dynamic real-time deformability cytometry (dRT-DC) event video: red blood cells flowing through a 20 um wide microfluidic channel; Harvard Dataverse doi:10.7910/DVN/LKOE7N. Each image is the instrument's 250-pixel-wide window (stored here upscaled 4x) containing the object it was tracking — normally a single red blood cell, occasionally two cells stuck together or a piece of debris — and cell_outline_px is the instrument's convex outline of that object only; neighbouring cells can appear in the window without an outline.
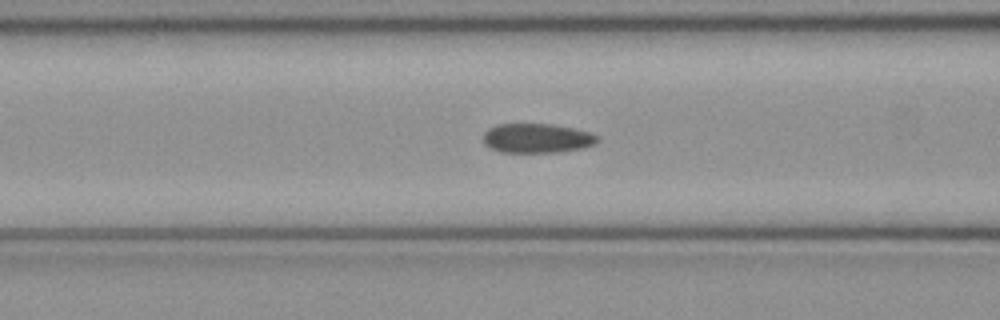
{"species": "common noctule bat (a hibernating species)", "species_latin": "Nyctalus noctula", "temperature_condition": "cold", "stored_images_in_passage": 38, "camera_frame_rate_fps": 3000, "um_per_image_px": 0.085, "animal": {"sex": "female", "body_mass_g": 21.9}, "frame": {"image": 1, "passage_image": 8, "time_ms": 2.333, "image_size_px": [1000, 320], "cell_outline_px": [[600, 140], [596, 144], [584, 148], [560, 152], [500, 152], [484, 144], [484, 132], [488, 128], [496, 124], [552, 124], [572, 128], [588, 132], [600, 136]], "centroid_in_image_um": [45.67, 11.75], "position_along_channel_um": 120.9, "area_um2": 19.71}}
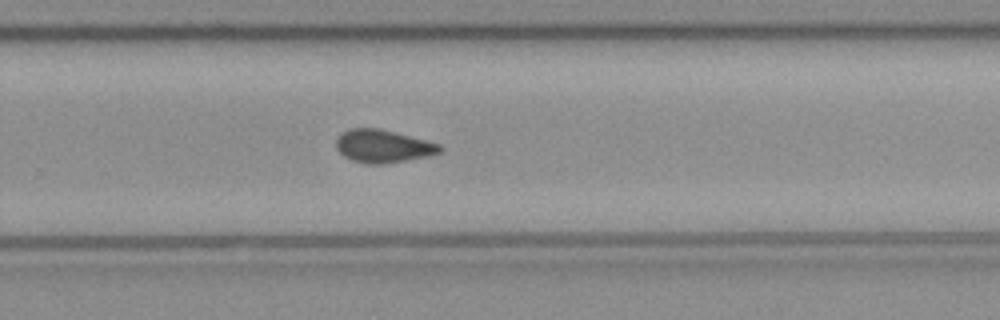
{"frame": {"image": 2, "passage_image": 21, "time_ms": 6.667, "image_size_px": [1000, 320], "cell_outline_px": [[444, 148], [440, 152], [428, 156], [384, 164], [368, 164], [352, 160], [344, 156], [336, 148], [336, 140], [340, 132], [348, 128], [380, 128], [440, 144]], "centroid_in_image_um": [32.53, 12.42], "position_along_channel_um": 297.3, "area_um2": 19.94}}
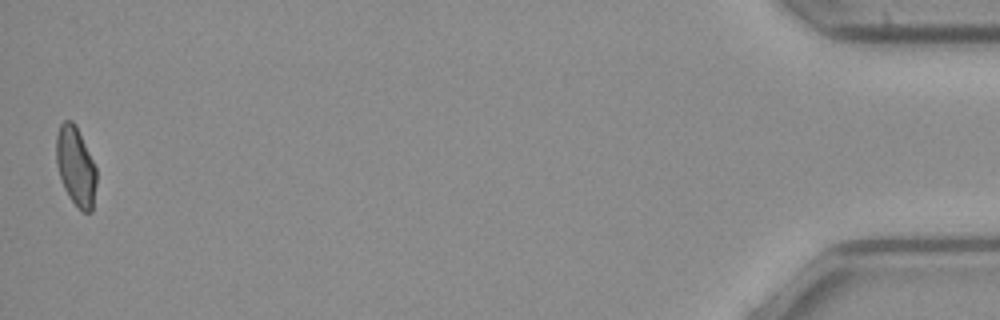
{"frame": {"image": 3, "passage_image": 38, "time_ms": 12.333, "image_size_px": [1000, 320], "cell_outline_px": [[96, 184], [92, 212], [84, 212], [68, 196], [64, 188], [56, 164], [56, 136], [60, 124], [64, 120], [72, 120], [76, 124], [96, 168]], "centroid_in_image_um": [6.43, 14.11], "position_along_channel_um": 428.8, "area_um2": 18.44}, "authors_computed_cell_mechanics": {"area_um2": 19.652, "velocity_mm_per_s": 4.0648, "shape_relaxation_time_tau1_ms": 10.1336, "shape_relaxation_time_tau2_ms": 3.3325, "deformation_change_tau1": 0.1552, "deformation_change_tau2": 0.0764}}